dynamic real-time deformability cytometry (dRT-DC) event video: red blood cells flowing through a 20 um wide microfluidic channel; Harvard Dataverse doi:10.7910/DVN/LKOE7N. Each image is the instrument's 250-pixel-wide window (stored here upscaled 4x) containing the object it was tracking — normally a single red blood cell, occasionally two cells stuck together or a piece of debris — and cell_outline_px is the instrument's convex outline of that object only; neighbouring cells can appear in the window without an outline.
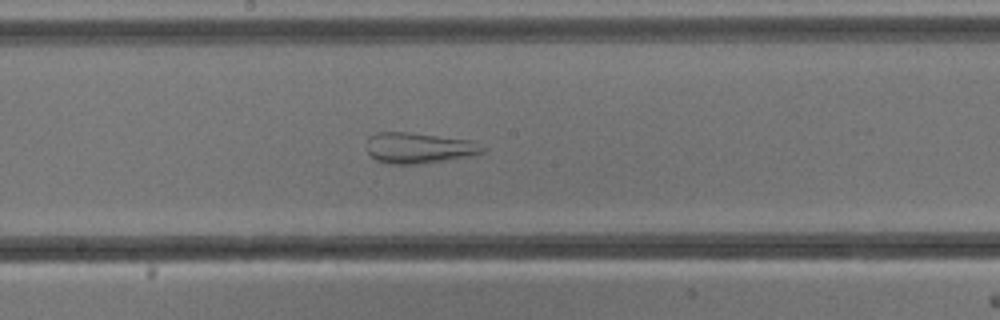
{"species": "common noctule bat (a hibernating species)", "species_latin": "Nyctalus noctula", "temperature_condition": "cold", "stored_images_in_passage": 52, "camera_frame_rate_fps": 3000, "um_per_image_px": 0.085, "animal": {"sex": "male", "body_mass_g": 13.3}, "frame": {"image": 1, "passage_image": 27, "time_ms": 8.667, "image_size_px": [1000, 320], "cell_outline_px": [[488, 148], [484, 152], [468, 156], [416, 164], [388, 164], [376, 160], [368, 152], [368, 136], [376, 132], [408, 132], [472, 140]], "centroid_in_image_um": [35.61, 12.56], "position_along_channel_um": 212.6, "area_um2": 20.69}}
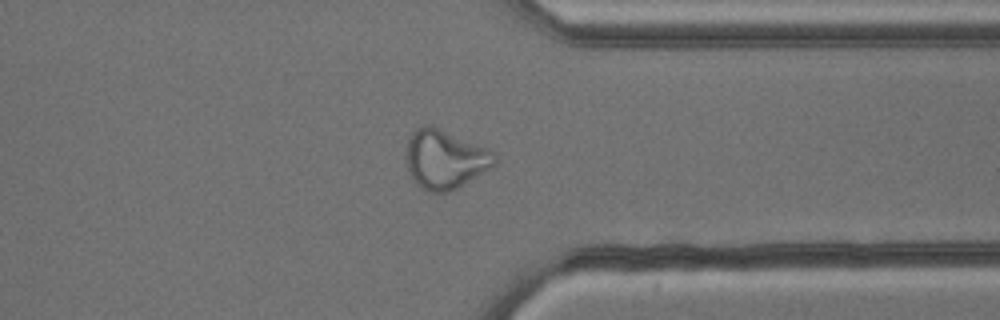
{"frame": {"image": 2, "passage_image": 40, "time_ms": 13.0, "image_size_px": [1000, 320], "cell_outline_px": [[496, 164], [456, 188], [448, 192], [432, 192], [416, 184], [408, 168], [408, 140], [412, 132], [416, 128], [424, 124], [428, 124], [488, 148], [496, 156]], "centroid_in_image_um": [37.83, 13.52], "position_along_channel_um": 373.6, "area_um2": 29.65}}
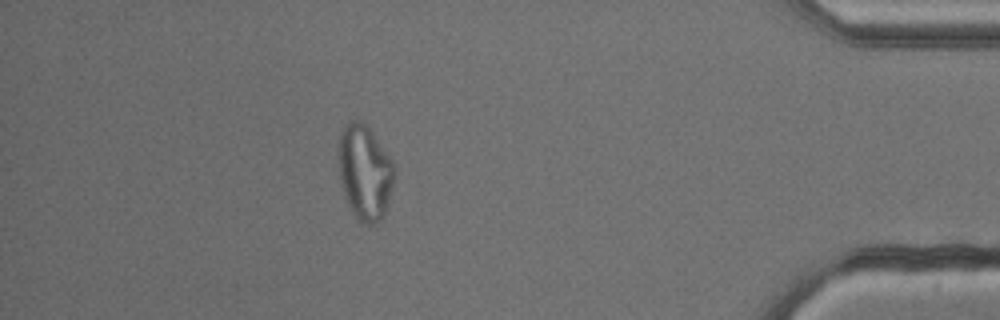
{"frame": {"image": 3, "passage_image": 46, "time_ms": 15.0, "image_size_px": [1000, 320], "cell_outline_px": [[396, 172], [388, 204], [384, 216], [380, 220], [372, 224], [364, 224], [352, 212], [344, 196], [340, 180], [336, 156], [340, 132], [348, 120], [364, 120], [368, 124], [392, 160], [396, 168]], "centroid_in_image_um": [30.99, 14.58], "position_along_channel_um": 404.2, "area_um2": 31.79}}